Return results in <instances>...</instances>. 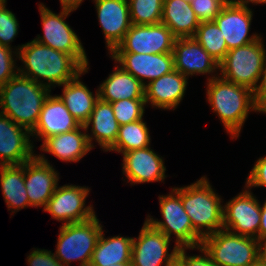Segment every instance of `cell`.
<instances>
[{
  "label": "cell",
  "instance_id": "obj_1",
  "mask_svg": "<svg viewBox=\"0 0 266 266\" xmlns=\"http://www.w3.org/2000/svg\"><path fill=\"white\" fill-rule=\"evenodd\" d=\"M16 52L25 66L17 68L18 74L50 89L54 84L61 86L89 69L73 55L52 49L36 40L18 46Z\"/></svg>",
  "mask_w": 266,
  "mask_h": 266
},
{
  "label": "cell",
  "instance_id": "obj_2",
  "mask_svg": "<svg viewBox=\"0 0 266 266\" xmlns=\"http://www.w3.org/2000/svg\"><path fill=\"white\" fill-rule=\"evenodd\" d=\"M50 92L45 85L17 74L0 88V113L31 132Z\"/></svg>",
  "mask_w": 266,
  "mask_h": 266
},
{
  "label": "cell",
  "instance_id": "obj_3",
  "mask_svg": "<svg viewBox=\"0 0 266 266\" xmlns=\"http://www.w3.org/2000/svg\"><path fill=\"white\" fill-rule=\"evenodd\" d=\"M207 86V101L218 114L226 132L232 138L239 137L250 109L256 112L254 92L219 75L209 78Z\"/></svg>",
  "mask_w": 266,
  "mask_h": 266
},
{
  "label": "cell",
  "instance_id": "obj_4",
  "mask_svg": "<svg viewBox=\"0 0 266 266\" xmlns=\"http://www.w3.org/2000/svg\"><path fill=\"white\" fill-rule=\"evenodd\" d=\"M211 187L208 179L203 176L196 183L173 188L181 197L193 229L202 238L223 229L224 206L221 205V197Z\"/></svg>",
  "mask_w": 266,
  "mask_h": 266
},
{
  "label": "cell",
  "instance_id": "obj_5",
  "mask_svg": "<svg viewBox=\"0 0 266 266\" xmlns=\"http://www.w3.org/2000/svg\"><path fill=\"white\" fill-rule=\"evenodd\" d=\"M102 225L96 215L83 222H74L60 227L54 256L64 265L81 261L80 266H89L92 253L102 233Z\"/></svg>",
  "mask_w": 266,
  "mask_h": 266
},
{
  "label": "cell",
  "instance_id": "obj_6",
  "mask_svg": "<svg viewBox=\"0 0 266 266\" xmlns=\"http://www.w3.org/2000/svg\"><path fill=\"white\" fill-rule=\"evenodd\" d=\"M201 247L218 266H249L260 257V242L221 229L202 239Z\"/></svg>",
  "mask_w": 266,
  "mask_h": 266
},
{
  "label": "cell",
  "instance_id": "obj_7",
  "mask_svg": "<svg viewBox=\"0 0 266 266\" xmlns=\"http://www.w3.org/2000/svg\"><path fill=\"white\" fill-rule=\"evenodd\" d=\"M265 64L266 50L260 37L250 44L230 49L219 63L220 76L254 91Z\"/></svg>",
  "mask_w": 266,
  "mask_h": 266
},
{
  "label": "cell",
  "instance_id": "obj_8",
  "mask_svg": "<svg viewBox=\"0 0 266 266\" xmlns=\"http://www.w3.org/2000/svg\"><path fill=\"white\" fill-rule=\"evenodd\" d=\"M161 214L164 221L147 216L146 221L169 239L176 236L178 248H196L201 246L202 237L193 229L190 217L185 212L180 195L173 189L171 194L159 196Z\"/></svg>",
  "mask_w": 266,
  "mask_h": 266
},
{
  "label": "cell",
  "instance_id": "obj_9",
  "mask_svg": "<svg viewBox=\"0 0 266 266\" xmlns=\"http://www.w3.org/2000/svg\"><path fill=\"white\" fill-rule=\"evenodd\" d=\"M39 10L44 36L38 35L34 40L52 49L73 55L85 68H88V59L81 41L64 21L76 9L62 7L60 14H55L41 3Z\"/></svg>",
  "mask_w": 266,
  "mask_h": 266
},
{
  "label": "cell",
  "instance_id": "obj_10",
  "mask_svg": "<svg viewBox=\"0 0 266 266\" xmlns=\"http://www.w3.org/2000/svg\"><path fill=\"white\" fill-rule=\"evenodd\" d=\"M176 37L162 22L151 25H134L112 52L138 54L172 53Z\"/></svg>",
  "mask_w": 266,
  "mask_h": 266
},
{
  "label": "cell",
  "instance_id": "obj_11",
  "mask_svg": "<svg viewBox=\"0 0 266 266\" xmlns=\"http://www.w3.org/2000/svg\"><path fill=\"white\" fill-rule=\"evenodd\" d=\"M170 239L146 220L138 238H133L131 266H165L176 260L178 247L168 253Z\"/></svg>",
  "mask_w": 266,
  "mask_h": 266
},
{
  "label": "cell",
  "instance_id": "obj_12",
  "mask_svg": "<svg viewBox=\"0 0 266 266\" xmlns=\"http://www.w3.org/2000/svg\"><path fill=\"white\" fill-rule=\"evenodd\" d=\"M89 192L90 188L84 186H57L43 211H47L55 220L64 221L62 225L89 220L95 216L92 205L85 207Z\"/></svg>",
  "mask_w": 266,
  "mask_h": 266
},
{
  "label": "cell",
  "instance_id": "obj_13",
  "mask_svg": "<svg viewBox=\"0 0 266 266\" xmlns=\"http://www.w3.org/2000/svg\"><path fill=\"white\" fill-rule=\"evenodd\" d=\"M248 190L227 202L223 210V229L258 240L261 205Z\"/></svg>",
  "mask_w": 266,
  "mask_h": 266
},
{
  "label": "cell",
  "instance_id": "obj_14",
  "mask_svg": "<svg viewBox=\"0 0 266 266\" xmlns=\"http://www.w3.org/2000/svg\"><path fill=\"white\" fill-rule=\"evenodd\" d=\"M25 188L31 207L45 208L58 186V173L43 155L24 163Z\"/></svg>",
  "mask_w": 266,
  "mask_h": 266
},
{
  "label": "cell",
  "instance_id": "obj_15",
  "mask_svg": "<svg viewBox=\"0 0 266 266\" xmlns=\"http://www.w3.org/2000/svg\"><path fill=\"white\" fill-rule=\"evenodd\" d=\"M31 132L0 113V166L20 165L36 154L30 140Z\"/></svg>",
  "mask_w": 266,
  "mask_h": 266
},
{
  "label": "cell",
  "instance_id": "obj_16",
  "mask_svg": "<svg viewBox=\"0 0 266 266\" xmlns=\"http://www.w3.org/2000/svg\"><path fill=\"white\" fill-rule=\"evenodd\" d=\"M112 59L121 67L146 85L145 79H157L175 69L172 53L138 54L130 52H111Z\"/></svg>",
  "mask_w": 266,
  "mask_h": 266
},
{
  "label": "cell",
  "instance_id": "obj_17",
  "mask_svg": "<svg viewBox=\"0 0 266 266\" xmlns=\"http://www.w3.org/2000/svg\"><path fill=\"white\" fill-rule=\"evenodd\" d=\"M106 45L111 53L132 26L128 0H94Z\"/></svg>",
  "mask_w": 266,
  "mask_h": 266
},
{
  "label": "cell",
  "instance_id": "obj_18",
  "mask_svg": "<svg viewBox=\"0 0 266 266\" xmlns=\"http://www.w3.org/2000/svg\"><path fill=\"white\" fill-rule=\"evenodd\" d=\"M253 11L249 7H240L231 3L225 4L214 22L221 30L228 50L245 46L261 36L253 34L248 36Z\"/></svg>",
  "mask_w": 266,
  "mask_h": 266
},
{
  "label": "cell",
  "instance_id": "obj_19",
  "mask_svg": "<svg viewBox=\"0 0 266 266\" xmlns=\"http://www.w3.org/2000/svg\"><path fill=\"white\" fill-rule=\"evenodd\" d=\"M172 54L175 70L186 77L210 74L219 69V63L194 37L176 38Z\"/></svg>",
  "mask_w": 266,
  "mask_h": 266
},
{
  "label": "cell",
  "instance_id": "obj_20",
  "mask_svg": "<svg viewBox=\"0 0 266 266\" xmlns=\"http://www.w3.org/2000/svg\"><path fill=\"white\" fill-rule=\"evenodd\" d=\"M123 174L131 184L164 181L166 168L160 155L150 147L123 153Z\"/></svg>",
  "mask_w": 266,
  "mask_h": 266
},
{
  "label": "cell",
  "instance_id": "obj_21",
  "mask_svg": "<svg viewBox=\"0 0 266 266\" xmlns=\"http://www.w3.org/2000/svg\"><path fill=\"white\" fill-rule=\"evenodd\" d=\"M81 125L66 108L59 95H49L45 100L35 128L31 136L47 137L59 135L79 128Z\"/></svg>",
  "mask_w": 266,
  "mask_h": 266
},
{
  "label": "cell",
  "instance_id": "obj_22",
  "mask_svg": "<svg viewBox=\"0 0 266 266\" xmlns=\"http://www.w3.org/2000/svg\"><path fill=\"white\" fill-rule=\"evenodd\" d=\"M188 78L177 70L154 79L145 85V101L152 107L175 109L185 95Z\"/></svg>",
  "mask_w": 266,
  "mask_h": 266
},
{
  "label": "cell",
  "instance_id": "obj_23",
  "mask_svg": "<svg viewBox=\"0 0 266 266\" xmlns=\"http://www.w3.org/2000/svg\"><path fill=\"white\" fill-rule=\"evenodd\" d=\"M90 124H92V135H87L90 146L94 147L92 140L95 139L104 151H108L117 140L120 126L110 102L100 98L96 101L94 110L84 125L86 132Z\"/></svg>",
  "mask_w": 266,
  "mask_h": 266
},
{
  "label": "cell",
  "instance_id": "obj_24",
  "mask_svg": "<svg viewBox=\"0 0 266 266\" xmlns=\"http://www.w3.org/2000/svg\"><path fill=\"white\" fill-rule=\"evenodd\" d=\"M84 125L75 130L44 139L41 151H46L66 162H78L92 147L89 144Z\"/></svg>",
  "mask_w": 266,
  "mask_h": 266
},
{
  "label": "cell",
  "instance_id": "obj_25",
  "mask_svg": "<svg viewBox=\"0 0 266 266\" xmlns=\"http://www.w3.org/2000/svg\"><path fill=\"white\" fill-rule=\"evenodd\" d=\"M114 72L98 88L99 98L113 103L123 99H145V85L122 67Z\"/></svg>",
  "mask_w": 266,
  "mask_h": 266
},
{
  "label": "cell",
  "instance_id": "obj_26",
  "mask_svg": "<svg viewBox=\"0 0 266 266\" xmlns=\"http://www.w3.org/2000/svg\"><path fill=\"white\" fill-rule=\"evenodd\" d=\"M161 22L176 38L194 37L200 25L190 2L184 0H164Z\"/></svg>",
  "mask_w": 266,
  "mask_h": 266
},
{
  "label": "cell",
  "instance_id": "obj_27",
  "mask_svg": "<svg viewBox=\"0 0 266 266\" xmlns=\"http://www.w3.org/2000/svg\"><path fill=\"white\" fill-rule=\"evenodd\" d=\"M80 76L81 74L63 84V94L59 97L79 124L85 125L99 99V91L96 90L94 96L93 92L79 80Z\"/></svg>",
  "mask_w": 266,
  "mask_h": 266
},
{
  "label": "cell",
  "instance_id": "obj_28",
  "mask_svg": "<svg viewBox=\"0 0 266 266\" xmlns=\"http://www.w3.org/2000/svg\"><path fill=\"white\" fill-rule=\"evenodd\" d=\"M102 231L89 266H116L117 263H131V237L114 236L104 238Z\"/></svg>",
  "mask_w": 266,
  "mask_h": 266
},
{
  "label": "cell",
  "instance_id": "obj_29",
  "mask_svg": "<svg viewBox=\"0 0 266 266\" xmlns=\"http://www.w3.org/2000/svg\"><path fill=\"white\" fill-rule=\"evenodd\" d=\"M0 183L3 197L12 213L30 206L25 188L24 163L0 166Z\"/></svg>",
  "mask_w": 266,
  "mask_h": 266
},
{
  "label": "cell",
  "instance_id": "obj_30",
  "mask_svg": "<svg viewBox=\"0 0 266 266\" xmlns=\"http://www.w3.org/2000/svg\"><path fill=\"white\" fill-rule=\"evenodd\" d=\"M149 129L143 119L119 126V133L115 144L108 150L125 153L130 150L150 146Z\"/></svg>",
  "mask_w": 266,
  "mask_h": 266
},
{
  "label": "cell",
  "instance_id": "obj_31",
  "mask_svg": "<svg viewBox=\"0 0 266 266\" xmlns=\"http://www.w3.org/2000/svg\"><path fill=\"white\" fill-rule=\"evenodd\" d=\"M194 38L218 63L229 51L224 36L214 21L201 22Z\"/></svg>",
  "mask_w": 266,
  "mask_h": 266
},
{
  "label": "cell",
  "instance_id": "obj_32",
  "mask_svg": "<svg viewBox=\"0 0 266 266\" xmlns=\"http://www.w3.org/2000/svg\"><path fill=\"white\" fill-rule=\"evenodd\" d=\"M128 2L132 24L161 23L164 0H129Z\"/></svg>",
  "mask_w": 266,
  "mask_h": 266
},
{
  "label": "cell",
  "instance_id": "obj_33",
  "mask_svg": "<svg viewBox=\"0 0 266 266\" xmlns=\"http://www.w3.org/2000/svg\"><path fill=\"white\" fill-rule=\"evenodd\" d=\"M111 105L116 121L119 125H123L143 119L146 101L145 99H123Z\"/></svg>",
  "mask_w": 266,
  "mask_h": 266
},
{
  "label": "cell",
  "instance_id": "obj_34",
  "mask_svg": "<svg viewBox=\"0 0 266 266\" xmlns=\"http://www.w3.org/2000/svg\"><path fill=\"white\" fill-rule=\"evenodd\" d=\"M6 0H0V45L12 48L10 42L18 34V21L15 14L6 9Z\"/></svg>",
  "mask_w": 266,
  "mask_h": 266
},
{
  "label": "cell",
  "instance_id": "obj_35",
  "mask_svg": "<svg viewBox=\"0 0 266 266\" xmlns=\"http://www.w3.org/2000/svg\"><path fill=\"white\" fill-rule=\"evenodd\" d=\"M190 4L200 23L214 21L225 5L221 0H191Z\"/></svg>",
  "mask_w": 266,
  "mask_h": 266
},
{
  "label": "cell",
  "instance_id": "obj_36",
  "mask_svg": "<svg viewBox=\"0 0 266 266\" xmlns=\"http://www.w3.org/2000/svg\"><path fill=\"white\" fill-rule=\"evenodd\" d=\"M12 52L18 54L12 48L0 45V88L18 74V70H14L16 66Z\"/></svg>",
  "mask_w": 266,
  "mask_h": 266
},
{
  "label": "cell",
  "instance_id": "obj_37",
  "mask_svg": "<svg viewBox=\"0 0 266 266\" xmlns=\"http://www.w3.org/2000/svg\"><path fill=\"white\" fill-rule=\"evenodd\" d=\"M185 249H194V248H179L176 261L181 266H218L212 260L209 254L201 247L198 246L196 249H199L201 253H204L203 256L194 255V256H187Z\"/></svg>",
  "mask_w": 266,
  "mask_h": 266
},
{
  "label": "cell",
  "instance_id": "obj_38",
  "mask_svg": "<svg viewBox=\"0 0 266 266\" xmlns=\"http://www.w3.org/2000/svg\"><path fill=\"white\" fill-rule=\"evenodd\" d=\"M29 266H64L55 256L48 250L35 248L27 257Z\"/></svg>",
  "mask_w": 266,
  "mask_h": 266
},
{
  "label": "cell",
  "instance_id": "obj_39",
  "mask_svg": "<svg viewBox=\"0 0 266 266\" xmlns=\"http://www.w3.org/2000/svg\"><path fill=\"white\" fill-rule=\"evenodd\" d=\"M245 185L250 190L252 187H266V157H261L257 160L247 177Z\"/></svg>",
  "mask_w": 266,
  "mask_h": 266
},
{
  "label": "cell",
  "instance_id": "obj_40",
  "mask_svg": "<svg viewBox=\"0 0 266 266\" xmlns=\"http://www.w3.org/2000/svg\"><path fill=\"white\" fill-rule=\"evenodd\" d=\"M260 84L257 85L254 92L255 108L257 112L266 113V64L260 77Z\"/></svg>",
  "mask_w": 266,
  "mask_h": 266
},
{
  "label": "cell",
  "instance_id": "obj_41",
  "mask_svg": "<svg viewBox=\"0 0 266 266\" xmlns=\"http://www.w3.org/2000/svg\"><path fill=\"white\" fill-rule=\"evenodd\" d=\"M258 241H266V201L261 207V222L258 231Z\"/></svg>",
  "mask_w": 266,
  "mask_h": 266
},
{
  "label": "cell",
  "instance_id": "obj_42",
  "mask_svg": "<svg viewBox=\"0 0 266 266\" xmlns=\"http://www.w3.org/2000/svg\"><path fill=\"white\" fill-rule=\"evenodd\" d=\"M254 3V4H260L266 3V0H231V4L236 5V6H240V7H248V3Z\"/></svg>",
  "mask_w": 266,
  "mask_h": 266
},
{
  "label": "cell",
  "instance_id": "obj_43",
  "mask_svg": "<svg viewBox=\"0 0 266 266\" xmlns=\"http://www.w3.org/2000/svg\"><path fill=\"white\" fill-rule=\"evenodd\" d=\"M62 7L77 9L83 0H59Z\"/></svg>",
  "mask_w": 266,
  "mask_h": 266
},
{
  "label": "cell",
  "instance_id": "obj_44",
  "mask_svg": "<svg viewBox=\"0 0 266 266\" xmlns=\"http://www.w3.org/2000/svg\"><path fill=\"white\" fill-rule=\"evenodd\" d=\"M263 242H260V257L259 258L266 265V241H263Z\"/></svg>",
  "mask_w": 266,
  "mask_h": 266
},
{
  "label": "cell",
  "instance_id": "obj_45",
  "mask_svg": "<svg viewBox=\"0 0 266 266\" xmlns=\"http://www.w3.org/2000/svg\"><path fill=\"white\" fill-rule=\"evenodd\" d=\"M249 266H266L262 260L259 258L254 264L249 265Z\"/></svg>",
  "mask_w": 266,
  "mask_h": 266
},
{
  "label": "cell",
  "instance_id": "obj_46",
  "mask_svg": "<svg viewBox=\"0 0 266 266\" xmlns=\"http://www.w3.org/2000/svg\"><path fill=\"white\" fill-rule=\"evenodd\" d=\"M116 266H131V263H117Z\"/></svg>",
  "mask_w": 266,
  "mask_h": 266
},
{
  "label": "cell",
  "instance_id": "obj_47",
  "mask_svg": "<svg viewBox=\"0 0 266 266\" xmlns=\"http://www.w3.org/2000/svg\"><path fill=\"white\" fill-rule=\"evenodd\" d=\"M169 266H181L176 260Z\"/></svg>",
  "mask_w": 266,
  "mask_h": 266
},
{
  "label": "cell",
  "instance_id": "obj_48",
  "mask_svg": "<svg viewBox=\"0 0 266 266\" xmlns=\"http://www.w3.org/2000/svg\"><path fill=\"white\" fill-rule=\"evenodd\" d=\"M224 4H229L231 3V0H221Z\"/></svg>",
  "mask_w": 266,
  "mask_h": 266
}]
</instances>
